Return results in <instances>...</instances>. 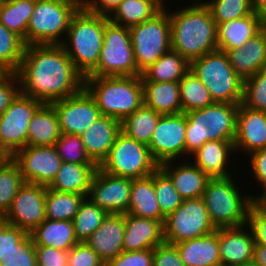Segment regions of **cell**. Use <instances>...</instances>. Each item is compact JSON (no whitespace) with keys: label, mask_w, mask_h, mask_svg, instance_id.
Listing matches in <instances>:
<instances>
[{"label":"cell","mask_w":266,"mask_h":266,"mask_svg":"<svg viewBox=\"0 0 266 266\" xmlns=\"http://www.w3.org/2000/svg\"><path fill=\"white\" fill-rule=\"evenodd\" d=\"M21 93L51 104L79 93L84 76L62 45H27L17 71Z\"/></svg>","instance_id":"1"},{"label":"cell","mask_w":266,"mask_h":266,"mask_svg":"<svg viewBox=\"0 0 266 266\" xmlns=\"http://www.w3.org/2000/svg\"><path fill=\"white\" fill-rule=\"evenodd\" d=\"M174 9L164 7L171 24V50L178 52L189 63L206 53L218 50L217 24L203 0ZM192 3V4H191ZM173 8V9H172Z\"/></svg>","instance_id":"2"},{"label":"cell","mask_w":266,"mask_h":266,"mask_svg":"<svg viewBox=\"0 0 266 266\" xmlns=\"http://www.w3.org/2000/svg\"><path fill=\"white\" fill-rule=\"evenodd\" d=\"M108 16L78 9L61 44L75 68L86 77L98 64Z\"/></svg>","instance_id":"3"},{"label":"cell","mask_w":266,"mask_h":266,"mask_svg":"<svg viewBox=\"0 0 266 266\" xmlns=\"http://www.w3.org/2000/svg\"><path fill=\"white\" fill-rule=\"evenodd\" d=\"M84 88L95 100L101 115L122 121L144 104L139 76L84 77Z\"/></svg>","instance_id":"4"},{"label":"cell","mask_w":266,"mask_h":266,"mask_svg":"<svg viewBox=\"0 0 266 266\" xmlns=\"http://www.w3.org/2000/svg\"><path fill=\"white\" fill-rule=\"evenodd\" d=\"M239 104L220 103L186 112L185 160L207 141L234 142Z\"/></svg>","instance_id":"5"},{"label":"cell","mask_w":266,"mask_h":266,"mask_svg":"<svg viewBox=\"0 0 266 266\" xmlns=\"http://www.w3.org/2000/svg\"><path fill=\"white\" fill-rule=\"evenodd\" d=\"M237 177L211 178L202 195L216 229L239 227L247 222L249 208L255 199L251 193H244L245 188L242 189L240 181H236Z\"/></svg>","instance_id":"6"},{"label":"cell","mask_w":266,"mask_h":266,"mask_svg":"<svg viewBox=\"0 0 266 266\" xmlns=\"http://www.w3.org/2000/svg\"><path fill=\"white\" fill-rule=\"evenodd\" d=\"M190 70L207 87L214 102L243 101L244 80L234 72L225 52L216 50L194 59Z\"/></svg>","instance_id":"7"},{"label":"cell","mask_w":266,"mask_h":266,"mask_svg":"<svg viewBox=\"0 0 266 266\" xmlns=\"http://www.w3.org/2000/svg\"><path fill=\"white\" fill-rule=\"evenodd\" d=\"M78 9L64 0H36L26 29V46L61 45Z\"/></svg>","instance_id":"8"},{"label":"cell","mask_w":266,"mask_h":266,"mask_svg":"<svg viewBox=\"0 0 266 266\" xmlns=\"http://www.w3.org/2000/svg\"><path fill=\"white\" fill-rule=\"evenodd\" d=\"M128 27L109 21L104 28L103 46L97 66L87 75L139 76Z\"/></svg>","instance_id":"9"},{"label":"cell","mask_w":266,"mask_h":266,"mask_svg":"<svg viewBox=\"0 0 266 266\" xmlns=\"http://www.w3.org/2000/svg\"><path fill=\"white\" fill-rule=\"evenodd\" d=\"M137 68L140 72L171 49V24L163 8L153 18L129 28Z\"/></svg>","instance_id":"10"},{"label":"cell","mask_w":266,"mask_h":266,"mask_svg":"<svg viewBox=\"0 0 266 266\" xmlns=\"http://www.w3.org/2000/svg\"><path fill=\"white\" fill-rule=\"evenodd\" d=\"M99 167L115 176L139 179L150 176L159 164L152 158L147 145L120 132L109 155Z\"/></svg>","instance_id":"11"},{"label":"cell","mask_w":266,"mask_h":266,"mask_svg":"<svg viewBox=\"0 0 266 266\" xmlns=\"http://www.w3.org/2000/svg\"><path fill=\"white\" fill-rule=\"evenodd\" d=\"M164 238L169 244L200 238L215 232L202 198L183 200L164 221Z\"/></svg>","instance_id":"12"},{"label":"cell","mask_w":266,"mask_h":266,"mask_svg":"<svg viewBox=\"0 0 266 266\" xmlns=\"http://www.w3.org/2000/svg\"><path fill=\"white\" fill-rule=\"evenodd\" d=\"M42 104L20 92L0 115V150L8 158L27 146L29 123Z\"/></svg>","instance_id":"13"},{"label":"cell","mask_w":266,"mask_h":266,"mask_svg":"<svg viewBox=\"0 0 266 266\" xmlns=\"http://www.w3.org/2000/svg\"><path fill=\"white\" fill-rule=\"evenodd\" d=\"M185 132V113L161 115L148 145L152 158L158 164L185 159Z\"/></svg>","instance_id":"14"},{"label":"cell","mask_w":266,"mask_h":266,"mask_svg":"<svg viewBox=\"0 0 266 266\" xmlns=\"http://www.w3.org/2000/svg\"><path fill=\"white\" fill-rule=\"evenodd\" d=\"M11 159L19 167L25 183L46 187L52 183L62 164L54 146H25Z\"/></svg>","instance_id":"15"},{"label":"cell","mask_w":266,"mask_h":266,"mask_svg":"<svg viewBox=\"0 0 266 266\" xmlns=\"http://www.w3.org/2000/svg\"><path fill=\"white\" fill-rule=\"evenodd\" d=\"M46 189V186L25 183L2 218L30 234L46 219Z\"/></svg>","instance_id":"16"},{"label":"cell","mask_w":266,"mask_h":266,"mask_svg":"<svg viewBox=\"0 0 266 266\" xmlns=\"http://www.w3.org/2000/svg\"><path fill=\"white\" fill-rule=\"evenodd\" d=\"M51 104L58 115L61 133L64 134L81 137L85 130L101 116L95 100L85 88L75 95Z\"/></svg>","instance_id":"17"},{"label":"cell","mask_w":266,"mask_h":266,"mask_svg":"<svg viewBox=\"0 0 266 266\" xmlns=\"http://www.w3.org/2000/svg\"><path fill=\"white\" fill-rule=\"evenodd\" d=\"M131 185L132 179L109 174L98 166L86 198L108 213L127 214Z\"/></svg>","instance_id":"18"},{"label":"cell","mask_w":266,"mask_h":266,"mask_svg":"<svg viewBox=\"0 0 266 266\" xmlns=\"http://www.w3.org/2000/svg\"><path fill=\"white\" fill-rule=\"evenodd\" d=\"M263 148H266V112L248 108L241 102L234 140L235 153L238 156L242 152L245 156Z\"/></svg>","instance_id":"19"},{"label":"cell","mask_w":266,"mask_h":266,"mask_svg":"<svg viewBox=\"0 0 266 266\" xmlns=\"http://www.w3.org/2000/svg\"><path fill=\"white\" fill-rule=\"evenodd\" d=\"M234 153V142L207 141L188 160L210 178H225L237 174L232 171L235 165L233 168L231 166V160L236 157V154L232 156Z\"/></svg>","instance_id":"20"},{"label":"cell","mask_w":266,"mask_h":266,"mask_svg":"<svg viewBox=\"0 0 266 266\" xmlns=\"http://www.w3.org/2000/svg\"><path fill=\"white\" fill-rule=\"evenodd\" d=\"M218 244L221 266H239L253 261L255 241L250 228H219Z\"/></svg>","instance_id":"21"},{"label":"cell","mask_w":266,"mask_h":266,"mask_svg":"<svg viewBox=\"0 0 266 266\" xmlns=\"http://www.w3.org/2000/svg\"><path fill=\"white\" fill-rule=\"evenodd\" d=\"M179 163V164H178ZM183 200L202 198L211 179L190 160H172L159 164Z\"/></svg>","instance_id":"22"},{"label":"cell","mask_w":266,"mask_h":266,"mask_svg":"<svg viewBox=\"0 0 266 266\" xmlns=\"http://www.w3.org/2000/svg\"><path fill=\"white\" fill-rule=\"evenodd\" d=\"M121 132V121L113 117L101 115L88 129L81 139L90 160L97 166L107 158L117 135Z\"/></svg>","instance_id":"23"},{"label":"cell","mask_w":266,"mask_h":266,"mask_svg":"<svg viewBox=\"0 0 266 266\" xmlns=\"http://www.w3.org/2000/svg\"><path fill=\"white\" fill-rule=\"evenodd\" d=\"M125 214L109 213L103 223L85 243L92 248L105 264L123 250Z\"/></svg>","instance_id":"24"},{"label":"cell","mask_w":266,"mask_h":266,"mask_svg":"<svg viewBox=\"0 0 266 266\" xmlns=\"http://www.w3.org/2000/svg\"><path fill=\"white\" fill-rule=\"evenodd\" d=\"M164 242V226L161 221L125 214L124 251L154 249Z\"/></svg>","instance_id":"25"},{"label":"cell","mask_w":266,"mask_h":266,"mask_svg":"<svg viewBox=\"0 0 266 266\" xmlns=\"http://www.w3.org/2000/svg\"><path fill=\"white\" fill-rule=\"evenodd\" d=\"M234 72L243 80L266 68V34L262 29L242 48L225 52Z\"/></svg>","instance_id":"26"},{"label":"cell","mask_w":266,"mask_h":266,"mask_svg":"<svg viewBox=\"0 0 266 266\" xmlns=\"http://www.w3.org/2000/svg\"><path fill=\"white\" fill-rule=\"evenodd\" d=\"M263 24L261 14L255 12L242 18L218 24V50L227 52L232 49L242 48L249 39L262 30Z\"/></svg>","instance_id":"27"},{"label":"cell","mask_w":266,"mask_h":266,"mask_svg":"<svg viewBox=\"0 0 266 266\" xmlns=\"http://www.w3.org/2000/svg\"><path fill=\"white\" fill-rule=\"evenodd\" d=\"M174 245L185 266H221L218 229L209 235Z\"/></svg>","instance_id":"28"},{"label":"cell","mask_w":266,"mask_h":266,"mask_svg":"<svg viewBox=\"0 0 266 266\" xmlns=\"http://www.w3.org/2000/svg\"><path fill=\"white\" fill-rule=\"evenodd\" d=\"M127 214L159 220L164 224L165 217L161 213L155 194L154 172L144 178L132 179Z\"/></svg>","instance_id":"29"},{"label":"cell","mask_w":266,"mask_h":266,"mask_svg":"<svg viewBox=\"0 0 266 266\" xmlns=\"http://www.w3.org/2000/svg\"><path fill=\"white\" fill-rule=\"evenodd\" d=\"M144 105L161 115L182 113L179 82L142 81Z\"/></svg>","instance_id":"30"},{"label":"cell","mask_w":266,"mask_h":266,"mask_svg":"<svg viewBox=\"0 0 266 266\" xmlns=\"http://www.w3.org/2000/svg\"><path fill=\"white\" fill-rule=\"evenodd\" d=\"M60 136L59 118L54 106L43 103L29 123L27 146H54Z\"/></svg>","instance_id":"31"},{"label":"cell","mask_w":266,"mask_h":266,"mask_svg":"<svg viewBox=\"0 0 266 266\" xmlns=\"http://www.w3.org/2000/svg\"><path fill=\"white\" fill-rule=\"evenodd\" d=\"M97 168L96 164L62 162L59 171L48 188L60 192L87 195Z\"/></svg>","instance_id":"32"},{"label":"cell","mask_w":266,"mask_h":266,"mask_svg":"<svg viewBox=\"0 0 266 266\" xmlns=\"http://www.w3.org/2000/svg\"><path fill=\"white\" fill-rule=\"evenodd\" d=\"M35 246L70 250L78 244L72 221L45 219L31 233Z\"/></svg>","instance_id":"33"},{"label":"cell","mask_w":266,"mask_h":266,"mask_svg":"<svg viewBox=\"0 0 266 266\" xmlns=\"http://www.w3.org/2000/svg\"><path fill=\"white\" fill-rule=\"evenodd\" d=\"M189 70L190 63L178 52L170 49L141 72V80L179 82Z\"/></svg>","instance_id":"34"},{"label":"cell","mask_w":266,"mask_h":266,"mask_svg":"<svg viewBox=\"0 0 266 266\" xmlns=\"http://www.w3.org/2000/svg\"><path fill=\"white\" fill-rule=\"evenodd\" d=\"M163 8L156 0H123L108 19L116 25L130 28L153 18Z\"/></svg>","instance_id":"35"},{"label":"cell","mask_w":266,"mask_h":266,"mask_svg":"<svg viewBox=\"0 0 266 266\" xmlns=\"http://www.w3.org/2000/svg\"><path fill=\"white\" fill-rule=\"evenodd\" d=\"M160 117L161 114L143 104L121 121V132L148 146Z\"/></svg>","instance_id":"36"},{"label":"cell","mask_w":266,"mask_h":266,"mask_svg":"<svg viewBox=\"0 0 266 266\" xmlns=\"http://www.w3.org/2000/svg\"><path fill=\"white\" fill-rule=\"evenodd\" d=\"M36 0H3L0 23L20 36L26 45V29L33 14Z\"/></svg>","instance_id":"37"},{"label":"cell","mask_w":266,"mask_h":266,"mask_svg":"<svg viewBox=\"0 0 266 266\" xmlns=\"http://www.w3.org/2000/svg\"><path fill=\"white\" fill-rule=\"evenodd\" d=\"M86 196L60 192L47 187L45 196L46 219L72 221Z\"/></svg>","instance_id":"38"},{"label":"cell","mask_w":266,"mask_h":266,"mask_svg":"<svg viewBox=\"0 0 266 266\" xmlns=\"http://www.w3.org/2000/svg\"><path fill=\"white\" fill-rule=\"evenodd\" d=\"M182 112H191L214 104L209 90L199 78L189 70L179 81Z\"/></svg>","instance_id":"39"},{"label":"cell","mask_w":266,"mask_h":266,"mask_svg":"<svg viewBox=\"0 0 266 266\" xmlns=\"http://www.w3.org/2000/svg\"><path fill=\"white\" fill-rule=\"evenodd\" d=\"M24 184L19 167L11 158L0 165V218L10 209L18 190Z\"/></svg>","instance_id":"40"},{"label":"cell","mask_w":266,"mask_h":266,"mask_svg":"<svg viewBox=\"0 0 266 266\" xmlns=\"http://www.w3.org/2000/svg\"><path fill=\"white\" fill-rule=\"evenodd\" d=\"M109 213L85 198L72 220L78 242H85Z\"/></svg>","instance_id":"41"},{"label":"cell","mask_w":266,"mask_h":266,"mask_svg":"<svg viewBox=\"0 0 266 266\" xmlns=\"http://www.w3.org/2000/svg\"><path fill=\"white\" fill-rule=\"evenodd\" d=\"M25 46L20 36L0 23V67L7 73H17Z\"/></svg>","instance_id":"42"},{"label":"cell","mask_w":266,"mask_h":266,"mask_svg":"<svg viewBox=\"0 0 266 266\" xmlns=\"http://www.w3.org/2000/svg\"><path fill=\"white\" fill-rule=\"evenodd\" d=\"M203 2L210 9L217 25L254 13L250 0H206Z\"/></svg>","instance_id":"43"},{"label":"cell","mask_w":266,"mask_h":266,"mask_svg":"<svg viewBox=\"0 0 266 266\" xmlns=\"http://www.w3.org/2000/svg\"><path fill=\"white\" fill-rule=\"evenodd\" d=\"M154 187L161 213L166 218L182 204L183 199L159 167L154 171Z\"/></svg>","instance_id":"44"},{"label":"cell","mask_w":266,"mask_h":266,"mask_svg":"<svg viewBox=\"0 0 266 266\" xmlns=\"http://www.w3.org/2000/svg\"><path fill=\"white\" fill-rule=\"evenodd\" d=\"M242 103L248 108L266 112V68L244 80Z\"/></svg>","instance_id":"45"},{"label":"cell","mask_w":266,"mask_h":266,"mask_svg":"<svg viewBox=\"0 0 266 266\" xmlns=\"http://www.w3.org/2000/svg\"><path fill=\"white\" fill-rule=\"evenodd\" d=\"M54 147L62 162L95 164L88 157L81 137L77 135L61 133Z\"/></svg>","instance_id":"46"},{"label":"cell","mask_w":266,"mask_h":266,"mask_svg":"<svg viewBox=\"0 0 266 266\" xmlns=\"http://www.w3.org/2000/svg\"><path fill=\"white\" fill-rule=\"evenodd\" d=\"M0 266H37L35 244L28 233Z\"/></svg>","instance_id":"47"},{"label":"cell","mask_w":266,"mask_h":266,"mask_svg":"<svg viewBox=\"0 0 266 266\" xmlns=\"http://www.w3.org/2000/svg\"><path fill=\"white\" fill-rule=\"evenodd\" d=\"M246 225L252 232L255 245L266 247V207L254 201L249 208Z\"/></svg>","instance_id":"48"},{"label":"cell","mask_w":266,"mask_h":266,"mask_svg":"<svg viewBox=\"0 0 266 266\" xmlns=\"http://www.w3.org/2000/svg\"><path fill=\"white\" fill-rule=\"evenodd\" d=\"M28 233L13 226L0 218V262H4L5 259L16 248V245L27 235Z\"/></svg>","instance_id":"49"},{"label":"cell","mask_w":266,"mask_h":266,"mask_svg":"<svg viewBox=\"0 0 266 266\" xmlns=\"http://www.w3.org/2000/svg\"><path fill=\"white\" fill-rule=\"evenodd\" d=\"M105 262L85 242H79L69 250L67 266H104Z\"/></svg>","instance_id":"50"},{"label":"cell","mask_w":266,"mask_h":266,"mask_svg":"<svg viewBox=\"0 0 266 266\" xmlns=\"http://www.w3.org/2000/svg\"><path fill=\"white\" fill-rule=\"evenodd\" d=\"M245 157H249V160L245 159V162L250 165L249 172H252L249 175L254 179V183H257L256 186L258 185L259 189H262L259 190L260 193L254 195V199H256L266 190V148L255 150Z\"/></svg>","instance_id":"51"},{"label":"cell","mask_w":266,"mask_h":266,"mask_svg":"<svg viewBox=\"0 0 266 266\" xmlns=\"http://www.w3.org/2000/svg\"><path fill=\"white\" fill-rule=\"evenodd\" d=\"M107 266H153V249L123 251L117 257L109 260Z\"/></svg>","instance_id":"52"},{"label":"cell","mask_w":266,"mask_h":266,"mask_svg":"<svg viewBox=\"0 0 266 266\" xmlns=\"http://www.w3.org/2000/svg\"><path fill=\"white\" fill-rule=\"evenodd\" d=\"M21 92L17 73H7L0 79V115Z\"/></svg>","instance_id":"53"},{"label":"cell","mask_w":266,"mask_h":266,"mask_svg":"<svg viewBox=\"0 0 266 266\" xmlns=\"http://www.w3.org/2000/svg\"><path fill=\"white\" fill-rule=\"evenodd\" d=\"M37 266H67L69 250L35 246Z\"/></svg>","instance_id":"54"},{"label":"cell","mask_w":266,"mask_h":266,"mask_svg":"<svg viewBox=\"0 0 266 266\" xmlns=\"http://www.w3.org/2000/svg\"><path fill=\"white\" fill-rule=\"evenodd\" d=\"M153 266H185L174 244L164 242L153 249Z\"/></svg>","instance_id":"55"},{"label":"cell","mask_w":266,"mask_h":266,"mask_svg":"<svg viewBox=\"0 0 266 266\" xmlns=\"http://www.w3.org/2000/svg\"><path fill=\"white\" fill-rule=\"evenodd\" d=\"M123 0H90L86 10L99 15L109 16Z\"/></svg>","instance_id":"56"},{"label":"cell","mask_w":266,"mask_h":266,"mask_svg":"<svg viewBox=\"0 0 266 266\" xmlns=\"http://www.w3.org/2000/svg\"><path fill=\"white\" fill-rule=\"evenodd\" d=\"M253 261L259 266H266V247L260 245L254 246Z\"/></svg>","instance_id":"57"},{"label":"cell","mask_w":266,"mask_h":266,"mask_svg":"<svg viewBox=\"0 0 266 266\" xmlns=\"http://www.w3.org/2000/svg\"><path fill=\"white\" fill-rule=\"evenodd\" d=\"M255 13L263 14L266 11V0H250Z\"/></svg>","instance_id":"58"},{"label":"cell","mask_w":266,"mask_h":266,"mask_svg":"<svg viewBox=\"0 0 266 266\" xmlns=\"http://www.w3.org/2000/svg\"><path fill=\"white\" fill-rule=\"evenodd\" d=\"M74 4L79 9H85L90 0H64Z\"/></svg>","instance_id":"59"},{"label":"cell","mask_w":266,"mask_h":266,"mask_svg":"<svg viewBox=\"0 0 266 266\" xmlns=\"http://www.w3.org/2000/svg\"><path fill=\"white\" fill-rule=\"evenodd\" d=\"M255 201H257L259 204H261L262 206L266 207V190L261 193L256 199Z\"/></svg>","instance_id":"60"},{"label":"cell","mask_w":266,"mask_h":266,"mask_svg":"<svg viewBox=\"0 0 266 266\" xmlns=\"http://www.w3.org/2000/svg\"><path fill=\"white\" fill-rule=\"evenodd\" d=\"M7 159L8 157L0 150V165Z\"/></svg>","instance_id":"61"},{"label":"cell","mask_w":266,"mask_h":266,"mask_svg":"<svg viewBox=\"0 0 266 266\" xmlns=\"http://www.w3.org/2000/svg\"><path fill=\"white\" fill-rule=\"evenodd\" d=\"M156 1L159 2L163 7H167L168 4L169 5L171 4L170 0L169 1H167V0H156ZM165 3H166V5H165Z\"/></svg>","instance_id":"62"},{"label":"cell","mask_w":266,"mask_h":266,"mask_svg":"<svg viewBox=\"0 0 266 266\" xmlns=\"http://www.w3.org/2000/svg\"><path fill=\"white\" fill-rule=\"evenodd\" d=\"M239 266H259V265L254 261H250L248 263H244V264L239 265Z\"/></svg>","instance_id":"63"},{"label":"cell","mask_w":266,"mask_h":266,"mask_svg":"<svg viewBox=\"0 0 266 266\" xmlns=\"http://www.w3.org/2000/svg\"><path fill=\"white\" fill-rule=\"evenodd\" d=\"M7 74V72L0 67V79L3 78L5 75Z\"/></svg>","instance_id":"64"},{"label":"cell","mask_w":266,"mask_h":266,"mask_svg":"<svg viewBox=\"0 0 266 266\" xmlns=\"http://www.w3.org/2000/svg\"><path fill=\"white\" fill-rule=\"evenodd\" d=\"M261 16L263 19V23H266V11Z\"/></svg>","instance_id":"65"},{"label":"cell","mask_w":266,"mask_h":266,"mask_svg":"<svg viewBox=\"0 0 266 266\" xmlns=\"http://www.w3.org/2000/svg\"><path fill=\"white\" fill-rule=\"evenodd\" d=\"M262 29L265 31V34H266V23L263 24V28Z\"/></svg>","instance_id":"66"}]
</instances>
